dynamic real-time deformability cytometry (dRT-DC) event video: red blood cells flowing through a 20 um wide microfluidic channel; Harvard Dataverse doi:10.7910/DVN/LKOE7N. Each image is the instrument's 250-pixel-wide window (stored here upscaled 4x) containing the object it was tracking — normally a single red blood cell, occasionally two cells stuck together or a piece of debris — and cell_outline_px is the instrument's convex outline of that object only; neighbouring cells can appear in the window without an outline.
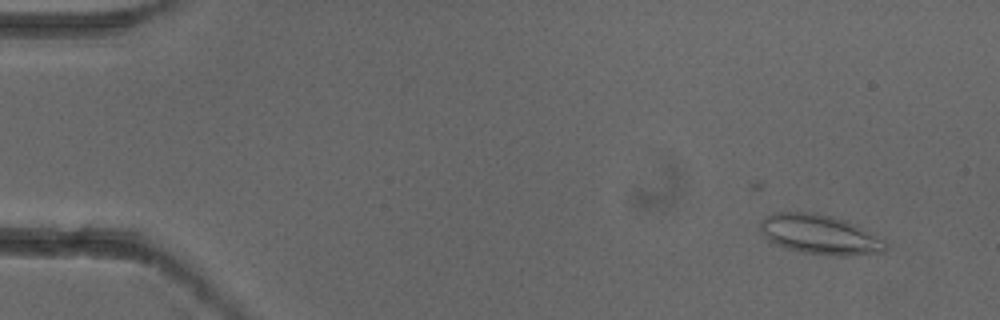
{"species": "common noctule bat (a hibernating species)", "species_latin": "Nyctalus noctula", "temperature_condition": "cold", "stored_images_in_passage": 5, "camera_frame_rate_fps": 3000, "um_per_image_px": 0.085, "animal": {"sex": "female"}, "frame": {"image": 1, "passage_image": 1, "time_ms": 0.0, "image_size_px": [1000, 320], "cell_outline_px": [[884, 252], [844, 256], [836, 256], [800, 252], [776, 244], [768, 240], [760, 232], [760, 220], [772, 212], [816, 212], [832, 216], [856, 224], [884, 240]], "centroid_in_image_um": [69.63, 19.92], "position_along_channel_um": 15.4, "area_um2": 28.96}}
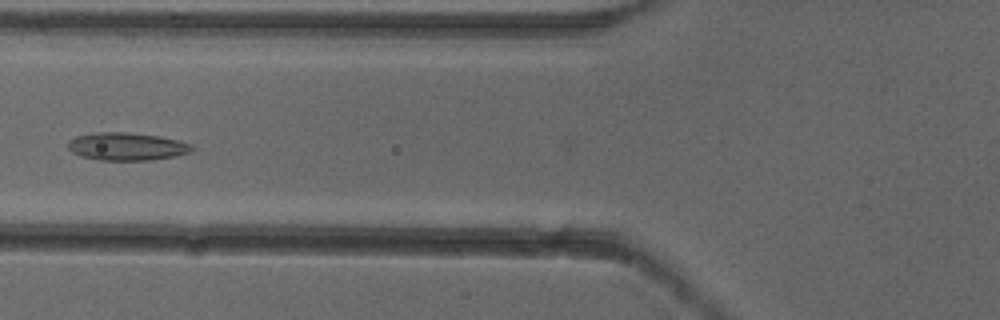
{"frame": {"image": 2, "passage_image": 5, "time_ms": 1.333, "image_size_px": [1000, 320], "cell_outline_px": [[196, 148], [192, 152], [176, 156], [148, 160], [96, 160], [80, 156], [72, 152], [68, 148], [68, 140], [76, 136], [96, 132], [128, 132], [160, 136], [180, 140], [192, 144]], "centroid_in_image_um": [10.81, 12.45], "position_along_channel_um": 115.0, "area_um2": 20.4}}